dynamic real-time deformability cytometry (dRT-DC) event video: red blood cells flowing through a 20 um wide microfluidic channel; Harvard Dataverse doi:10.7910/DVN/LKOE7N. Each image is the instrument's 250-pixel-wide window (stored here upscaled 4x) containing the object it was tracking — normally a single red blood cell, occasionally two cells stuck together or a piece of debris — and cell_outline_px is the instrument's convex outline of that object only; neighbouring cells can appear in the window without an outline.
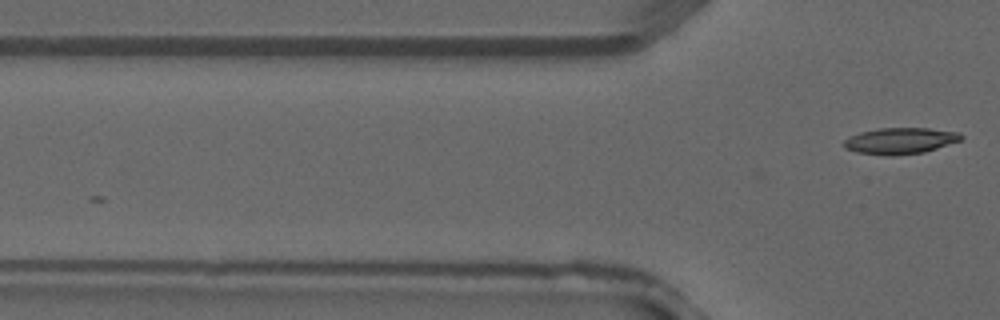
{"species": "common noctule bat (a hibernating species)", "species_latin": "Nyctalus noctula", "temperature_condition": "warm", "stored_images_in_passage": 3, "camera_frame_rate_fps": 3000, "um_per_image_px": 0.085, "animal": {"sex": "male", "forearm_length_mm": 52.5}, "frame": {"image": 1, "passage_image": 3, "time_ms": 0.667, "image_size_px": [1000, 320], "cell_outline_px": [[964, 136], [960, 140], [924, 152], [892, 156], [888, 156], [856, 152], [844, 148], [844, 140], [848, 136], [860, 132], [880, 128], [928, 128], [960, 132]], "centroid_in_image_um": [76.49, 11.97], "position_along_channel_um": 49.3, "area_um2": 17.98}}